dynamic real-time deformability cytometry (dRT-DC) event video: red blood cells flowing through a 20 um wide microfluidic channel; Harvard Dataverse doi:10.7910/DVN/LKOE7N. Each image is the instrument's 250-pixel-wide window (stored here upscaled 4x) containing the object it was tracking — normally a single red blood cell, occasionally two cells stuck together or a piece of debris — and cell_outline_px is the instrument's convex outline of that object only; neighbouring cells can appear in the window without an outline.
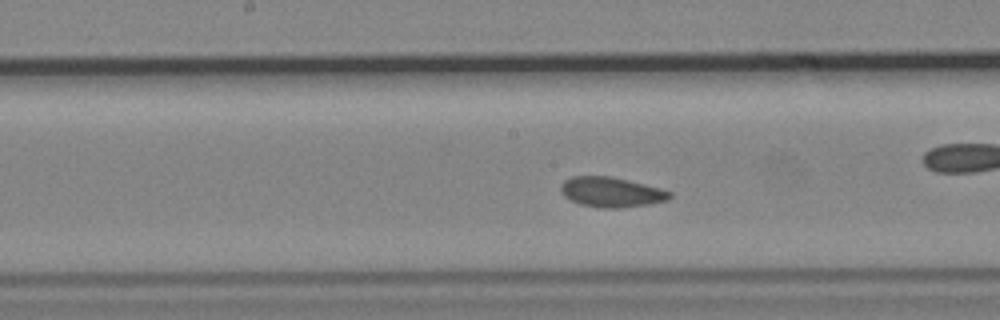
{"species": "common noctule bat (a hibernating species)", "species_latin": "Nyctalus noctula", "temperature_condition": "cold", "stored_images_in_passage": 50, "camera_frame_rate_fps": 3000, "um_per_image_px": 0.085, "animal": {"sex": "male", "body_mass_g": 19.2, "forearm_length_mm": 51.8}, "frame": {"image": 1, "passage_image": 22, "time_ms": 7.0, "image_size_px": [1000, 320], "cell_outline_px": [[672, 196], [668, 200], [648, 204], [620, 208], [604, 208], [580, 204], [564, 196], [560, 192], [560, 184], [564, 180], [572, 176], [612, 176], [660, 188], [672, 192]], "centroid_in_image_um": [51.95, 16.32], "position_along_channel_um": 196.3, "area_um2": 19.07}, "authors_computed_cell_mechanics": {"area_um2": 19.1896, "velocity_mm_per_s": 3.6453, "shape_relaxation_time_tau1_ms": 7.2736, "shape_relaxation_time_tau2_ms": 2.1664, "deformation_change_tau1": 0.0864, "deformation_change_tau2": 0.0776}}